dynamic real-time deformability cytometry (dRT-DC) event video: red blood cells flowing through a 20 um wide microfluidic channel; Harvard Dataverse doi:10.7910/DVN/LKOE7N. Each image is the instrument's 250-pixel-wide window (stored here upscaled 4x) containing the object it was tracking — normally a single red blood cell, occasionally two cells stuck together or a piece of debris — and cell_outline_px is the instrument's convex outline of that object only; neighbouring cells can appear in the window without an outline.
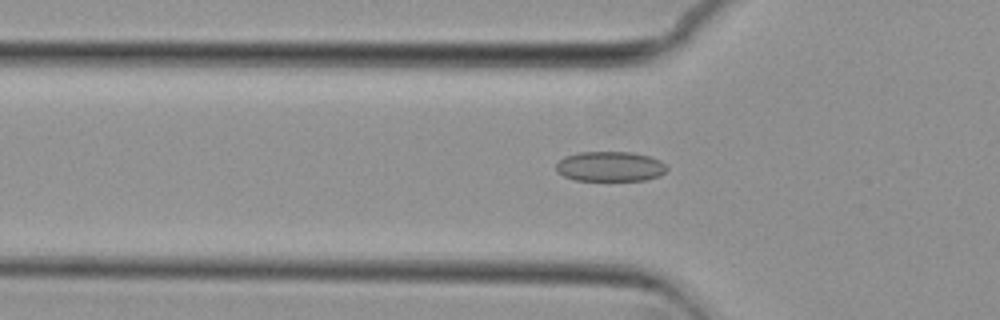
{"species": "common noctule bat (a hibernating species)", "species_latin": "Nyctalus noctula", "temperature_condition": "cold", "stored_images_in_passage": 41, "camera_frame_rate_fps": 3000, "um_per_image_px": 0.085, "animal": {"sex": "female", "body_mass_g": 29.2, "forearm_length_mm": 56.3}, "frame": {"image": 1, "passage_image": 4, "time_ms": 1.0, "image_size_px": [1000, 320], "cell_outline_px": [[668, 168], [660, 176], [644, 180], [576, 180], [564, 176], [556, 172], [556, 164], [564, 156], [580, 152], [632, 152], [648, 156], [660, 160]], "centroid_in_image_um": [51.84, 14.15], "position_along_channel_um": 74.0, "area_um2": 19.31}}
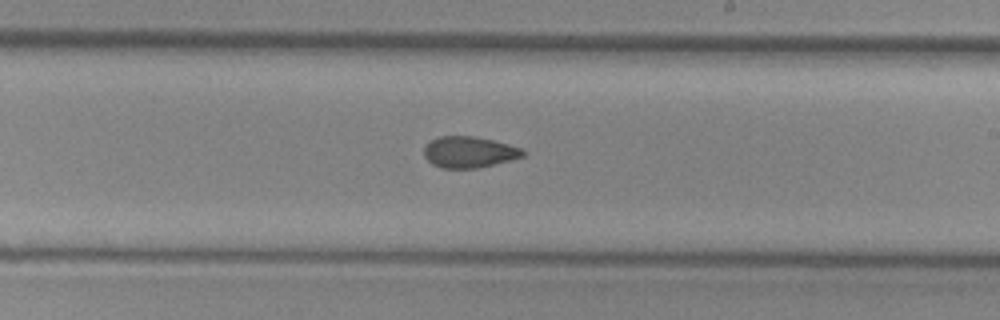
{"frame": {"image": 2, "passage_image": 18, "time_ms": 5.667, "image_size_px": [1000, 320], "cell_outline_px": [[524, 156], [512, 160], [476, 168], [440, 168], [432, 164], [424, 156], [424, 148], [432, 140], [440, 136], [472, 136], [492, 140], [508, 144], [520, 148], [524, 152]], "centroid_in_image_um": [39.86, 12.93], "position_along_channel_um": 249.1, "area_um2": 17.8}}
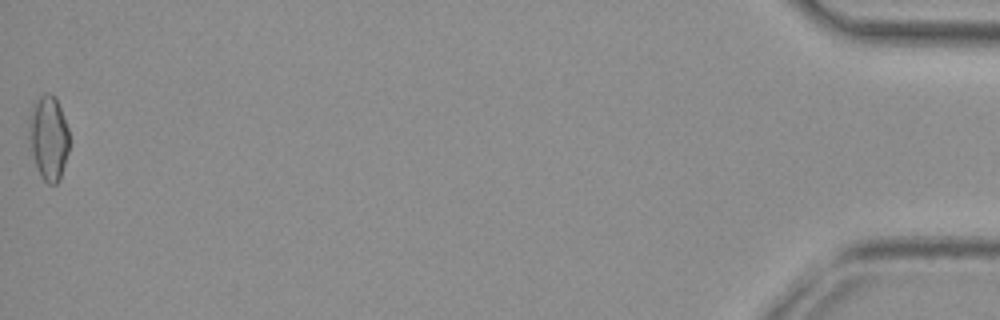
{"frame": {"image": 3, "passage_image": 41, "time_ms": 13.333, "image_size_px": [1000, 320], "cell_outline_px": [[68, 152], [60, 180], [56, 184], [48, 184], [40, 176], [28, 148], [28, 120], [32, 108], [40, 96], [44, 92], [48, 92], [56, 100], [60, 108], [68, 128]], "centroid_in_image_um": [4.09, 11.76], "position_along_channel_um": 431.1, "area_um2": 20.0}, "authors_computed_cell_mechanics": {"area_um2": 18.3804, "velocity_mm_per_s": 3.7405, "shape_relaxation_time_tau1_ms": null, "shape_relaxation_time_tau2_ms": 4.9674, "deformation_change_tau1": null, "deformation_change_tau2": 0.0942}}